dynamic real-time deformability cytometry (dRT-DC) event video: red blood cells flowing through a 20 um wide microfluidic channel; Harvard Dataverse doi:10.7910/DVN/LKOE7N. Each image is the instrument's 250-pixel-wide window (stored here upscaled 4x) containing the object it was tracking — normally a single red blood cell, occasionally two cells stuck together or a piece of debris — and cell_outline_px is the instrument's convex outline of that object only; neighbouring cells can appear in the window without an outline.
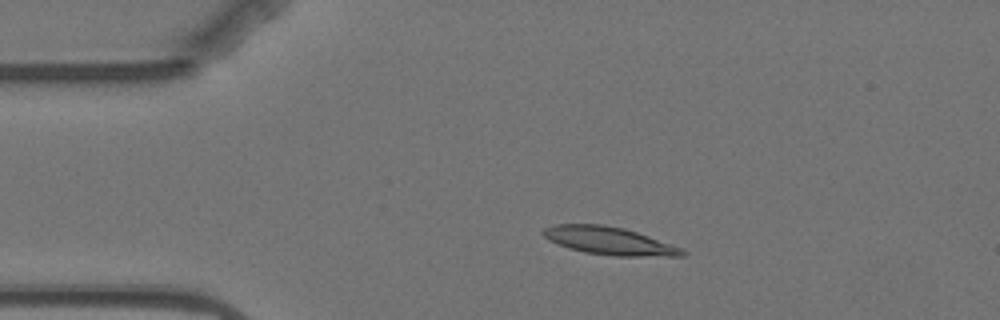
{"species": "Egyptian fruit bat (a non-hibernating species)", "species_latin": "Rousettus aegyptiacus", "temperature_condition": "warm", "stored_images_in_passage": 4, "camera_frame_rate_fps": 3000, "um_per_image_px": 0.085, "animal": {"sex": "female"}, "frame": {"image": 1, "passage_image": 3, "time_ms": 2.667, "image_size_px": [1000, 320], "cell_outline_px": [[688, 252], [684, 256], [616, 256], [584, 252], [568, 248], [548, 240], [540, 232], [544, 228], [556, 224], [604, 224], [624, 228], [648, 236], [680, 248]], "centroid_in_image_um": [51.74, 20.46], "position_along_channel_um": 33.3, "area_um2": 22.43}}